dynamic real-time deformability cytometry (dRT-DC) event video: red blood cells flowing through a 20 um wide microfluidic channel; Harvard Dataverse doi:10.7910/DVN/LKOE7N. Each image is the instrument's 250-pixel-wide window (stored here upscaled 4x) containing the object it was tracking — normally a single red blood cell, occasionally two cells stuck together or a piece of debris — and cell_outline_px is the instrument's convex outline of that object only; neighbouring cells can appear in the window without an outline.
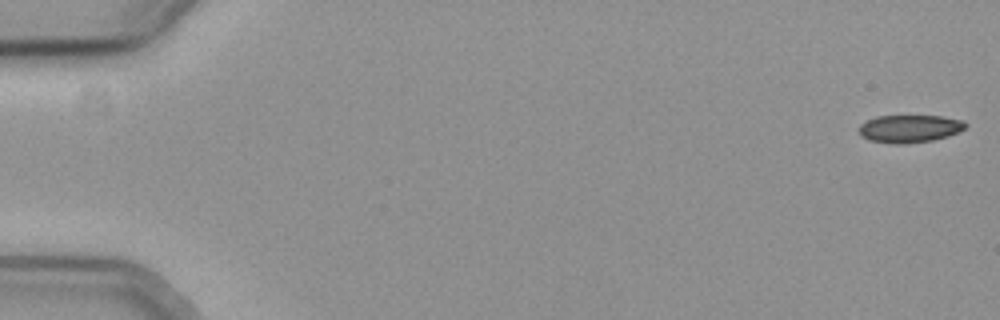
{"species": "common noctule bat (a hibernating species)", "species_latin": "Nyctalus noctula", "temperature_condition": "cold", "stored_images_in_passage": 57, "camera_frame_rate_fps": 3000, "um_per_image_px": 0.085, "animal": {"sex": "female", "body_mass_g": 19.3, "forearm_length_mm": 54.1}, "frame": {"image": 1, "passage_image": 1, "time_ms": 0.0, "image_size_px": [1000, 320], "cell_outline_px": [[968, 124], [964, 128], [948, 136], [932, 140], [904, 144], [896, 144], [868, 140], [860, 136], [860, 124], [876, 116], [940, 116], [964, 120]], "centroid_in_image_um": [77.3, 10.93], "position_along_channel_um": 7.7, "area_um2": 17.11}}
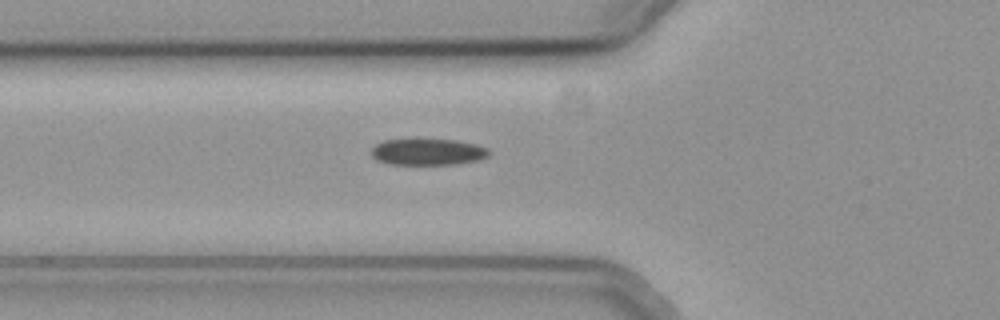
{"frame": {"image": 2, "passage_image": 21, "time_ms": 6.667, "image_size_px": [1000, 320], "cell_outline_px": [[488, 156], [480, 160], [456, 164], [388, 164], [376, 160], [372, 156], [372, 148], [376, 144], [384, 140], [456, 140], [476, 144], [488, 148]], "centroid_in_image_um": [36.37, 12.92], "position_along_channel_um": 89.4, "area_um2": 17.98}}
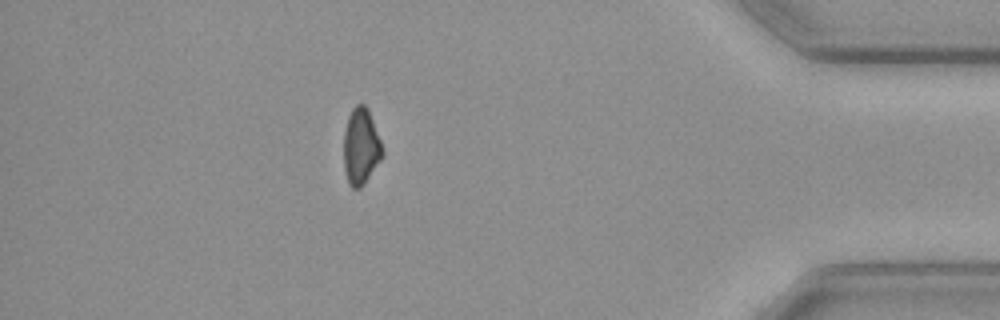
{"frame": {"image": 3, "passage_image": 50, "time_ms": 16.333, "image_size_px": [1000, 320], "cell_outline_px": [[384, 156], [364, 184], [360, 188], [352, 188], [348, 184], [344, 168], [344, 132], [348, 116], [352, 108], [356, 104], [364, 104], [368, 108], [380, 140], [384, 152]], "centroid_in_image_um": [30.68, 12.46], "position_along_channel_um": 404.5, "area_um2": 17.34}}